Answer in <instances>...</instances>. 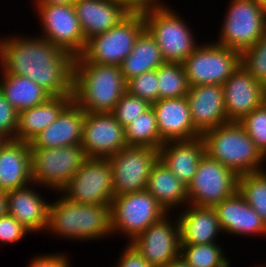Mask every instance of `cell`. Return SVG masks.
Returning a JSON list of instances; mask_svg holds the SVG:
<instances>
[{
    "label": "cell",
    "mask_w": 266,
    "mask_h": 267,
    "mask_svg": "<svg viewBox=\"0 0 266 267\" xmlns=\"http://www.w3.org/2000/svg\"><path fill=\"white\" fill-rule=\"evenodd\" d=\"M8 36L0 38V74L27 77L51 96L73 95L72 54L38 35Z\"/></svg>",
    "instance_id": "obj_1"
},
{
    "label": "cell",
    "mask_w": 266,
    "mask_h": 267,
    "mask_svg": "<svg viewBox=\"0 0 266 267\" xmlns=\"http://www.w3.org/2000/svg\"><path fill=\"white\" fill-rule=\"evenodd\" d=\"M121 67L88 62L75 57L73 100L85 113H111L126 92Z\"/></svg>",
    "instance_id": "obj_2"
},
{
    "label": "cell",
    "mask_w": 266,
    "mask_h": 267,
    "mask_svg": "<svg viewBox=\"0 0 266 267\" xmlns=\"http://www.w3.org/2000/svg\"><path fill=\"white\" fill-rule=\"evenodd\" d=\"M60 198L49 204L47 233L74 241L111 237L110 204L87 205ZM62 237V238H61Z\"/></svg>",
    "instance_id": "obj_3"
},
{
    "label": "cell",
    "mask_w": 266,
    "mask_h": 267,
    "mask_svg": "<svg viewBox=\"0 0 266 267\" xmlns=\"http://www.w3.org/2000/svg\"><path fill=\"white\" fill-rule=\"evenodd\" d=\"M205 153L238 176L263 171L266 158L256 148L243 126L230 121L202 135Z\"/></svg>",
    "instance_id": "obj_4"
},
{
    "label": "cell",
    "mask_w": 266,
    "mask_h": 267,
    "mask_svg": "<svg viewBox=\"0 0 266 267\" xmlns=\"http://www.w3.org/2000/svg\"><path fill=\"white\" fill-rule=\"evenodd\" d=\"M168 5L142 12L145 28L158 43L165 62L182 63L201 42L196 41L190 23Z\"/></svg>",
    "instance_id": "obj_5"
},
{
    "label": "cell",
    "mask_w": 266,
    "mask_h": 267,
    "mask_svg": "<svg viewBox=\"0 0 266 267\" xmlns=\"http://www.w3.org/2000/svg\"><path fill=\"white\" fill-rule=\"evenodd\" d=\"M227 7L214 42L241 53L266 32V6L252 0H230Z\"/></svg>",
    "instance_id": "obj_6"
},
{
    "label": "cell",
    "mask_w": 266,
    "mask_h": 267,
    "mask_svg": "<svg viewBox=\"0 0 266 267\" xmlns=\"http://www.w3.org/2000/svg\"><path fill=\"white\" fill-rule=\"evenodd\" d=\"M166 214L165 209L146 189L115 196L110 204L112 237L123 234L130 243Z\"/></svg>",
    "instance_id": "obj_7"
},
{
    "label": "cell",
    "mask_w": 266,
    "mask_h": 267,
    "mask_svg": "<svg viewBox=\"0 0 266 267\" xmlns=\"http://www.w3.org/2000/svg\"><path fill=\"white\" fill-rule=\"evenodd\" d=\"M30 156L33 183L54 193H61L87 158L81 145L30 148Z\"/></svg>",
    "instance_id": "obj_8"
},
{
    "label": "cell",
    "mask_w": 266,
    "mask_h": 267,
    "mask_svg": "<svg viewBox=\"0 0 266 267\" xmlns=\"http://www.w3.org/2000/svg\"><path fill=\"white\" fill-rule=\"evenodd\" d=\"M144 29L143 13L130 12L116 26L88 39L81 55L88 62L120 66Z\"/></svg>",
    "instance_id": "obj_9"
},
{
    "label": "cell",
    "mask_w": 266,
    "mask_h": 267,
    "mask_svg": "<svg viewBox=\"0 0 266 267\" xmlns=\"http://www.w3.org/2000/svg\"><path fill=\"white\" fill-rule=\"evenodd\" d=\"M182 64L190 86L223 85L241 65L240 52L214 40L201 42Z\"/></svg>",
    "instance_id": "obj_10"
},
{
    "label": "cell",
    "mask_w": 266,
    "mask_h": 267,
    "mask_svg": "<svg viewBox=\"0 0 266 267\" xmlns=\"http://www.w3.org/2000/svg\"><path fill=\"white\" fill-rule=\"evenodd\" d=\"M238 178L234 171L205 153L187 187L188 203L199 207H214L238 191Z\"/></svg>",
    "instance_id": "obj_11"
},
{
    "label": "cell",
    "mask_w": 266,
    "mask_h": 267,
    "mask_svg": "<svg viewBox=\"0 0 266 267\" xmlns=\"http://www.w3.org/2000/svg\"><path fill=\"white\" fill-rule=\"evenodd\" d=\"M61 194L76 203L111 204L113 172L108 158L87 157Z\"/></svg>",
    "instance_id": "obj_12"
},
{
    "label": "cell",
    "mask_w": 266,
    "mask_h": 267,
    "mask_svg": "<svg viewBox=\"0 0 266 267\" xmlns=\"http://www.w3.org/2000/svg\"><path fill=\"white\" fill-rule=\"evenodd\" d=\"M36 16L42 27L43 39L51 42L74 57L81 55L87 41L82 32L75 7L71 5H37Z\"/></svg>",
    "instance_id": "obj_13"
},
{
    "label": "cell",
    "mask_w": 266,
    "mask_h": 267,
    "mask_svg": "<svg viewBox=\"0 0 266 267\" xmlns=\"http://www.w3.org/2000/svg\"><path fill=\"white\" fill-rule=\"evenodd\" d=\"M157 159L158 150L143 146H126L109 157L114 197L145 190L151 168Z\"/></svg>",
    "instance_id": "obj_14"
},
{
    "label": "cell",
    "mask_w": 266,
    "mask_h": 267,
    "mask_svg": "<svg viewBox=\"0 0 266 267\" xmlns=\"http://www.w3.org/2000/svg\"><path fill=\"white\" fill-rule=\"evenodd\" d=\"M166 214L131 244L151 267H164L180 257L181 237L177 215ZM175 216V219H173ZM173 217L172 219H170Z\"/></svg>",
    "instance_id": "obj_15"
},
{
    "label": "cell",
    "mask_w": 266,
    "mask_h": 267,
    "mask_svg": "<svg viewBox=\"0 0 266 267\" xmlns=\"http://www.w3.org/2000/svg\"><path fill=\"white\" fill-rule=\"evenodd\" d=\"M81 146L88 158H109L127 146L124 127L112 113H85Z\"/></svg>",
    "instance_id": "obj_16"
},
{
    "label": "cell",
    "mask_w": 266,
    "mask_h": 267,
    "mask_svg": "<svg viewBox=\"0 0 266 267\" xmlns=\"http://www.w3.org/2000/svg\"><path fill=\"white\" fill-rule=\"evenodd\" d=\"M225 113L229 121L239 122L266 101V87L240 65L223 83Z\"/></svg>",
    "instance_id": "obj_17"
},
{
    "label": "cell",
    "mask_w": 266,
    "mask_h": 267,
    "mask_svg": "<svg viewBox=\"0 0 266 267\" xmlns=\"http://www.w3.org/2000/svg\"><path fill=\"white\" fill-rule=\"evenodd\" d=\"M186 98L194 128L201 136L230 122L225 113L223 85L190 86Z\"/></svg>",
    "instance_id": "obj_18"
},
{
    "label": "cell",
    "mask_w": 266,
    "mask_h": 267,
    "mask_svg": "<svg viewBox=\"0 0 266 267\" xmlns=\"http://www.w3.org/2000/svg\"><path fill=\"white\" fill-rule=\"evenodd\" d=\"M213 208L216 210L223 234L266 237V224L262 217L245 201L238 191Z\"/></svg>",
    "instance_id": "obj_19"
},
{
    "label": "cell",
    "mask_w": 266,
    "mask_h": 267,
    "mask_svg": "<svg viewBox=\"0 0 266 267\" xmlns=\"http://www.w3.org/2000/svg\"><path fill=\"white\" fill-rule=\"evenodd\" d=\"M35 187L38 185L32 183L6 192L8 214L33 234L46 231L51 202L46 201V197H43L40 190L37 191Z\"/></svg>",
    "instance_id": "obj_20"
},
{
    "label": "cell",
    "mask_w": 266,
    "mask_h": 267,
    "mask_svg": "<svg viewBox=\"0 0 266 267\" xmlns=\"http://www.w3.org/2000/svg\"><path fill=\"white\" fill-rule=\"evenodd\" d=\"M151 107L156 116L160 138L164 142L201 136L194 128L186 96L160 99Z\"/></svg>",
    "instance_id": "obj_21"
},
{
    "label": "cell",
    "mask_w": 266,
    "mask_h": 267,
    "mask_svg": "<svg viewBox=\"0 0 266 267\" xmlns=\"http://www.w3.org/2000/svg\"><path fill=\"white\" fill-rule=\"evenodd\" d=\"M85 112L73 100L46 129L29 143L30 148L81 145Z\"/></svg>",
    "instance_id": "obj_22"
},
{
    "label": "cell",
    "mask_w": 266,
    "mask_h": 267,
    "mask_svg": "<svg viewBox=\"0 0 266 267\" xmlns=\"http://www.w3.org/2000/svg\"><path fill=\"white\" fill-rule=\"evenodd\" d=\"M204 154L205 143L202 136L189 140L166 141L158 150V158L187 187L192 182Z\"/></svg>",
    "instance_id": "obj_23"
},
{
    "label": "cell",
    "mask_w": 266,
    "mask_h": 267,
    "mask_svg": "<svg viewBox=\"0 0 266 267\" xmlns=\"http://www.w3.org/2000/svg\"><path fill=\"white\" fill-rule=\"evenodd\" d=\"M33 183L29 142L8 139L0 149V187L2 192Z\"/></svg>",
    "instance_id": "obj_24"
},
{
    "label": "cell",
    "mask_w": 266,
    "mask_h": 267,
    "mask_svg": "<svg viewBox=\"0 0 266 267\" xmlns=\"http://www.w3.org/2000/svg\"><path fill=\"white\" fill-rule=\"evenodd\" d=\"M73 5L86 41L116 26L130 13L116 0H76Z\"/></svg>",
    "instance_id": "obj_25"
},
{
    "label": "cell",
    "mask_w": 266,
    "mask_h": 267,
    "mask_svg": "<svg viewBox=\"0 0 266 267\" xmlns=\"http://www.w3.org/2000/svg\"><path fill=\"white\" fill-rule=\"evenodd\" d=\"M177 212L181 244L217 243L222 230L213 207L187 204Z\"/></svg>",
    "instance_id": "obj_26"
},
{
    "label": "cell",
    "mask_w": 266,
    "mask_h": 267,
    "mask_svg": "<svg viewBox=\"0 0 266 267\" xmlns=\"http://www.w3.org/2000/svg\"><path fill=\"white\" fill-rule=\"evenodd\" d=\"M146 190L154 196L167 213H172L175 209L174 212L177 213V209L182 210L183 206L189 204L187 186L159 158L151 168Z\"/></svg>",
    "instance_id": "obj_27"
},
{
    "label": "cell",
    "mask_w": 266,
    "mask_h": 267,
    "mask_svg": "<svg viewBox=\"0 0 266 267\" xmlns=\"http://www.w3.org/2000/svg\"><path fill=\"white\" fill-rule=\"evenodd\" d=\"M73 101V95L52 96L46 102L18 113L15 140L31 142L49 127Z\"/></svg>",
    "instance_id": "obj_28"
},
{
    "label": "cell",
    "mask_w": 266,
    "mask_h": 267,
    "mask_svg": "<svg viewBox=\"0 0 266 267\" xmlns=\"http://www.w3.org/2000/svg\"><path fill=\"white\" fill-rule=\"evenodd\" d=\"M165 62L155 38L145 28L137 37L132 52L123 60L121 72L125 81L157 69Z\"/></svg>",
    "instance_id": "obj_29"
},
{
    "label": "cell",
    "mask_w": 266,
    "mask_h": 267,
    "mask_svg": "<svg viewBox=\"0 0 266 267\" xmlns=\"http://www.w3.org/2000/svg\"><path fill=\"white\" fill-rule=\"evenodd\" d=\"M0 92L6 100L21 112L46 102L52 97L33 80L13 74H0Z\"/></svg>",
    "instance_id": "obj_30"
},
{
    "label": "cell",
    "mask_w": 266,
    "mask_h": 267,
    "mask_svg": "<svg viewBox=\"0 0 266 267\" xmlns=\"http://www.w3.org/2000/svg\"><path fill=\"white\" fill-rule=\"evenodd\" d=\"M124 131L127 146H143L159 150L164 143L160 138L152 107L127 125Z\"/></svg>",
    "instance_id": "obj_31"
},
{
    "label": "cell",
    "mask_w": 266,
    "mask_h": 267,
    "mask_svg": "<svg viewBox=\"0 0 266 267\" xmlns=\"http://www.w3.org/2000/svg\"><path fill=\"white\" fill-rule=\"evenodd\" d=\"M181 244L180 256L190 267H231L220 244Z\"/></svg>",
    "instance_id": "obj_32"
},
{
    "label": "cell",
    "mask_w": 266,
    "mask_h": 267,
    "mask_svg": "<svg viewBox=\"0 0 266 267\" xmlns=\"http://www.w3.org/2000/svg\"><path fill=\"white\" fill-rule=\"evenodd\" d=\"M159 100L187 95L190 85L182 63L164 62L157 69Z\"/></svg>",
    "instance_id": "obj_33"
},
{
    "label": "cell",
    "mask_w": 266,
    "mask_h": 267,
    "mask_svg": "<svg viewBox=\"0 0 266 267\" xmlns=\"http://www.w3.org/2000/svg\"><path fill=\"white\" fill-rule=\"evenodd\" d=\"M238 192L266 224V169L239 176Z\"/></svg>",
    "instance_id": "obj_34"
},
{
    "label": "cell",
    "mask_w": 266,
    "mask_h": 267,
    "mask_svg": "<svg viewBox=\"0 0 266 267\" xmlns=\"http://www.w3.org/2000/svg\"><path fill=\"white\" fill-rule=\"evenodd\" d=\"M242 68L266 87V32L250 48L240 53Z\"/></svg>",
    "instance_id": "obj_35"
},
{
    "label": "cell",
    "mask_w": 266,
    "mask_h": 267,
    "mask_svg": "<svg viewBox=\"0 0 266 267\" xmlns=\"http://www.w3.org/2000/svg\"><path fill=\"white\" fill-rule=\"evenodd\" d=\"M239 123L266 158V101L244 116Z\"/></svg>",
    "instance_id": "obj_36"
},
{
    "label": "cell",
    "mask_w": 266,
    "mask_h": 267,
    "mask_svg": "<svg viewBox=\"0 0 266 267\" xmlns=\"http://www.w3.org/2000/svg\"><path fill=\"white\" fill-rule=\"evenodd\" d=\"M126 91L153 104L159 100L157 71L151 70L127 81Z\"/></svg>",
    "instance_id": "obj_37"
},
{
    "label": "cell",
    "mask_w": 266,
    "mask_h": 267,
    "mask_svg": "<svg viewBox=\"0 0 266 267\" xmlns=\"http://www.w3.org/2000/svg\"><path fill=\"white\" fill-rule=\"evenodd\" d=\"M150 107L151 104H149L146 100L133 96L126 91L121 99L116 103L115 108L111 113L125 128Z\"/></svg>",
    "instance_id": "obj_38"
},
{
    "label": "cell",
    "mask_w": 266,
    "mask_h": 267,
    "mask_svg": "<svg viewBox=\"0 0 266 267\" xmlns=\"http://www.w3.org/2000/svg\"><path fill=\"white\" fill-rule=\"evenodd\" d=\"M31 232L20 224L13 216L6 214L0 217V244H16Z\"/></svg>",
    "instance_id": "obj_39"
},
{
    "label": "cell",
    "mask_w": 266,
    "mask_h": 267,
    "mask_svg": "<svg viewBox=\"0 0 266 267\" xmlns=\"http://www.w3.org/2000/svg\"><path fill=\"white\" fill-rule=\"evenodd\" d=\"M18 112L0 92V133L8 139H15Z\"/></svg>",
    "instance_id": "obj_40"
},
{
    "label": "cell",
    "mask_w": 266,
    "mask_h": 267,
    "mask_svg": "<svg viewBox=\"0 0 266 267\" xmlns=\"http://www.w3.org/2000/svg\"><path fill=\"white\" fill-rule=\"evenodd\" d=\"M65 253L38 254L32 257L27 267H72L70 258Z\"/></svg>",
    "instance_id": "obj_41"
},
{
    "label": "cell",
    "mask_w": 266,
    "mask_h": 267,
    "mask_svg": "<svg viewBox=\"0 0 266 267\" xmlns=\"http://www.w3.org/2000/svg\"><path fill=\"white\" fill-rule=\"evenodd\" d=\"M124 246L126 247L123 248L116 267H151L131 244L127 243Z\"/></svg>",
    "instance_id": "obj_42"
},
{
    "label": "cell",
    "mask_w": 266,
    "mask_h": 267,
    "mask_svg": "<svg viewBox=\"0 0 266 267\" xmlns=\"http://www.w3.org/2000/svg\"><path fill=\"white\" fill-rule=\"evenodd\" d=\"M129 12H145L154 8H159L166 3L162 0H116Z\"/></svg>",
    "instance_id": "obj_43"
},
{
    "label": "cell",
    "mask_w": 266,
    "mask_h": 267,
    "mask_svg": "<svg viewBox=\"0 0 266 267\" xmlns=\"http://www.w3.org/2000/svg\"><path fill=\"white\" fill-rule=\"evenodd\" d=\"M76 0H34V7L37 5H71Z\"/></svg>",
    "instance_id": "obj_44"
},
{
    "label": "cell",
    "mask_w": 266,
    "mask_h": 267,
    "mask_svg": "<svg viewBox=\"0 0 266 267\" xmlns=\"http://www.w3.org/2000/svg\"><path fill=\"white\" fill-rule=\"evenodd\" d=\"M8 214L6 192H0V217Z\"/></svg>",
    "instance_id": "obj_45"
},
{
    "label": "cell",
    "mask_w": 266,
    "mask_h": 267,
    "mask_svg": "<svg viewBox=\"0 0 266 267\" xmlns=\"http://www.w3.org/2000/svg\"><path fill=\"white\" fill-rule=\"evenodd\" d=\"M164 267H190V266L180 256Z\"/></svg>",
    "instance_id": "obj_46"
},
{
    "label": "cell",
    "mask_w": 266,
    "mask_h": 267,
    "mask_svg": "<svg viewBox=\"0 0 266 267\" xmlns=\"http://www.w3.org/2000/svg\"><path fill=\"white\" fill-rule=\"evenodd\" d=\"M8 138H6L3 134L0 133V149L7 142Z\"/></svg>",
    "instance_id": "obj_47"
},
{
    "label": "cell",
    "mask_w": 266,
    "mask_h": 267,
    "mask_svg": "<svg viewBox=\"0 0 266 267\" xmlns=\"http://www.w3.org/2000/svg\"><path fill=\"white\" fill-rule=\"evenodd\" d=\"M252 1H257V2H260V3L264 4V5H266V0H252Z\"/></svg>",
    "instance_id": "obj_48"
}]
</instances>
